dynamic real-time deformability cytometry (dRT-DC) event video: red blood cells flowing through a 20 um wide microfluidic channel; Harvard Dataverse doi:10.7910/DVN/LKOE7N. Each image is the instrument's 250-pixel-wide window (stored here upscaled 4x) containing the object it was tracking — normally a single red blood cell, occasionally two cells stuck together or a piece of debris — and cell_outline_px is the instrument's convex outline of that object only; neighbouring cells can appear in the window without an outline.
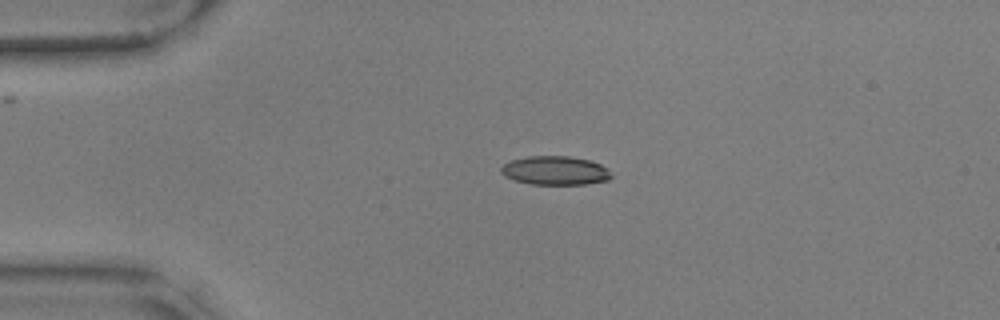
{"species": "common noctule bat (a hibernating species)", "species_latin": "Nyctalus noctula", "temperature_condition": "warm", "stored_images_in_passage": 30, "camera_frame_rate_fps": 3000, "um_per_image_px": 0.085, "animal": {"sex": "male", "body_mass_g": 17.9, "forearm_length_mm": 54.2}, "frame": {"image": 1, "passage_image": 1, "time_ms": 0.0, "image_size_px": [1000, 320], "cell_outline_px": [[612, 176], [608, 180], [584, 184], [532, 184], [512, 180], [504, 176], [500, 172], [500, 168], [504, 164], [512, 160], [528, 156], [568, 156], [592, 160], [608, 168]], "centroid_in_image_um": [47.18, 14.49], "position_along_channel_um": 37.8, "area_um2": 18.61}}
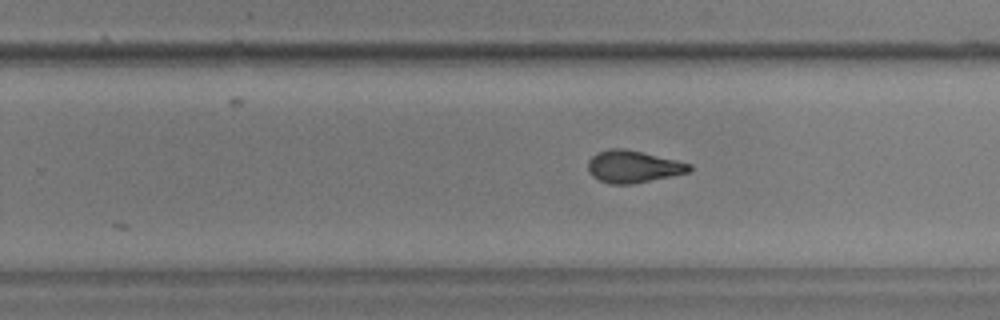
{"frame": {"image": 2, "passage_image": 24, "time_ms": 7.667, "image_size_px": [1000, 320], "cell_outline_px": [[692, 168], [688, 172], [632, 184], [612, 184], [600, 180], [592, 176], [588, 172], [588, 160], [592, 156], [608, 148], [624, 148], [676, 160], [692, 164]], "centroid_in_image_um": [53.79, 14.15], "position_along_channel_um": 276.0, "area_um2": 18.79}}
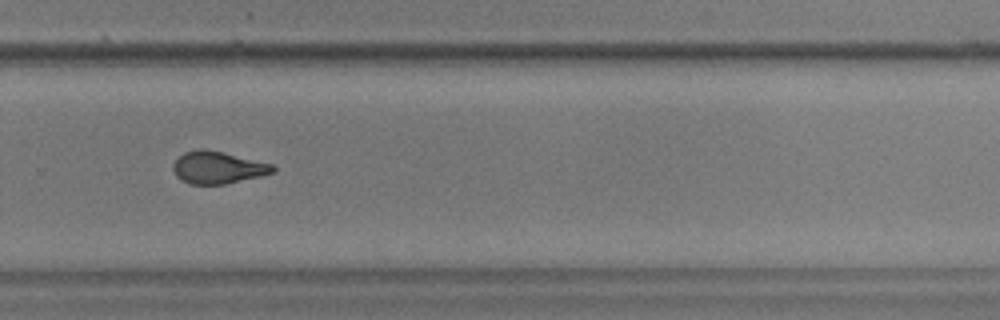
{"frame": {"image": 3, "passage_image": 27, "time_ms": 8.667, "image_size_px": [1000, 320], "cell_outline_px": [[276, 172], [260, 176], [224, 184], [188, 184], [176, 176], [172, 168], [172, 164], [184, 152], [200, 148], [204, 148], [224, 152], [272, 164], [276, 168]], "centroid_in_image_um": [18.5, 14.23], "position_along_channel_um": 311.3, "area_um2": 18.79}}